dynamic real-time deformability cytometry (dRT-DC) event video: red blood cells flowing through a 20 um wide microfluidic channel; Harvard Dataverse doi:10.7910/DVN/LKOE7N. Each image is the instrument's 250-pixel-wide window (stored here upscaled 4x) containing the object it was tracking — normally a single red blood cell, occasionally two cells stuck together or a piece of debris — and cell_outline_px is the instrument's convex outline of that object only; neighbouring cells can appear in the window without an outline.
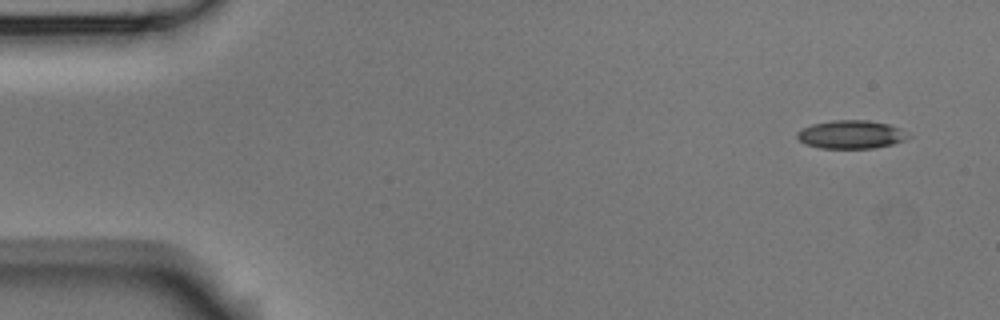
{"species": "Egyptian fruit bat (a non-hibernating species)", "species_latin": "Rousettus aegyptiacus", "temperature_condition": "room temperature", "stored_images_in_passage": 4, "camera_frame_rate_fps": 3000, "um_per_image_px": 0.085, "animal": {"sex": "male"}, "frame": {"image": 1, "passage_image": 1, "time_ms": 0.0, "image_size_px": [1000, 320], "cell_outline_px": [[912, 136], [904, 140], [892, 144], [872, 148], [820, 148], [804, 144], [796, 136], [796, 132], [812, 124], [832, 120], [868, 120], [888, 124], [900, 128]], "centroid_in_image_um": [72.34, 11.43], "position_along_channel_um": 12.7, "area_um2": 18.32}}
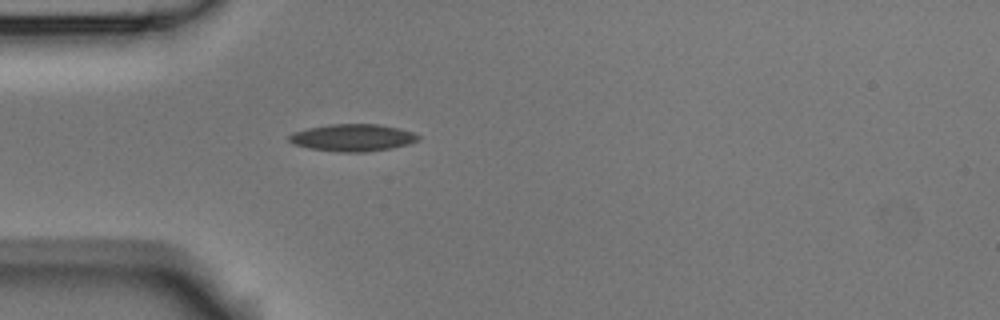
{"frame": {"image": 2, "passage_image": 4, "time_ms": 1.0, "image_size_px": [1000, 320], "cell_outline_px": [[420, 140], [408, 144], [392, 148], [364, 152], [340, 152], [308, 148], [292, 144], [288, 140], [288, 136], [292, 132], [308, 128], [328, 124], [376, 124], [396, 128], [412, 132], [420, 136]], "centroid_in_image_um": [29.94, 11.7], "position_along_channel_um": 55.1, "area_um2": 20.46}}